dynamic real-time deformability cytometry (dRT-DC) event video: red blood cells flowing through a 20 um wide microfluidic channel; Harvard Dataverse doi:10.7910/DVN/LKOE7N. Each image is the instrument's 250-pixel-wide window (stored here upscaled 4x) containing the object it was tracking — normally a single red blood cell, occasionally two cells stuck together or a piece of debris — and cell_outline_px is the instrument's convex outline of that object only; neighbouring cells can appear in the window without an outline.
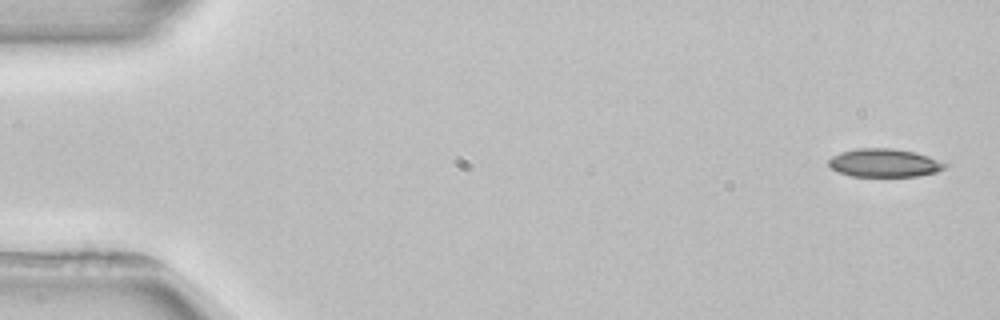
{"species": "common noctule bat (a hibernating species)", "species_latin": "Nyctalus noctula", "temperature_condition": "room temperature", "stored_images_in_passage": 3, "camera_frame_rate_fps": 3000, "um_per_image_px": 0.085, "animal": {"sex": "female", "body_mass_g": 22.7, "forearm_length_mm": 54.2}, "frame": {"image": 1, "passage_image": 1, "time_ms": 0.0, "image_size_px": [1000, 320], "cell_outline_px": [[948, 164], [944, 168], [936, 172], [916, 176], [852, 176], [840, 172], [832, 168], [828, 164], [828, 160], [832, 156], [840, 152], [856, 148], [896, 148], [916, 152], [928, 156]], "centroid_in_image_um": [75.16, 13.83], "position_along_channel_um": 9.8, "area_um2": 19.13}}
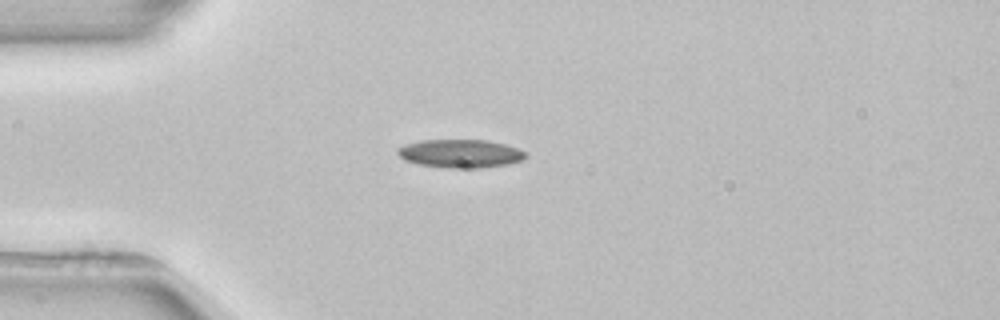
{"frame": {"image": 2, "passage_image": 3, "time_ms": 4.0, "image_size_px": [1000, 320], "cell_outline_px": [[528, 156], [524, 160], [508, 164], [476, 168], [444, 168], [420, 164], [404, 160], [396, 152], [396, 148], [404, 144], [420, 140], [488, 140], [504, 144], [528, 152]], "centroid_in_image_um": [39.13, 13.05], "position_along_channel_um": 45.9, "area_um2": 21.33}}